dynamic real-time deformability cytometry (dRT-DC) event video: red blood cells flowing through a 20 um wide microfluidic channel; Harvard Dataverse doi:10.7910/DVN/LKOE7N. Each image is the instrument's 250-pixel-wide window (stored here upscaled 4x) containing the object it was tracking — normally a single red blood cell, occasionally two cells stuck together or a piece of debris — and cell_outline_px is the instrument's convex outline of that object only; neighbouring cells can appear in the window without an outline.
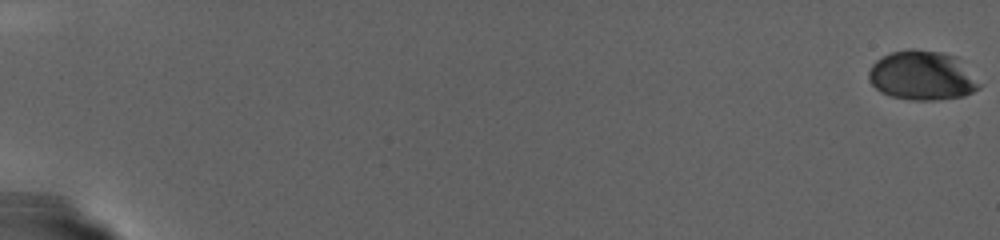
{"species": "human", "species_latin": "Homo sapiens", "temperature_condition": "warm", "stored_images_in_passage": 89, "camera_frame_rate_fps": 3000, "um_per_image_px": 0.085, "donor": {"sex": "female"}, "frame": {"image": 1, "passage_image": 1, "time_ms": 0.0, "image_size_px": [1000, 240], "cell_outline_px": [[980, 88], [964, 96], [932, 100], [912, 100], [892, 96], [880, 92], [872, 84], [868, 76], [868, 72], [872, 64], [876, 60], [892, 52], [940, 52], [952, 56]], "centroid_in_image_um": [78.27, 6.48], "position_along_channel_um": 6.7, "area_um2": 29.94}}
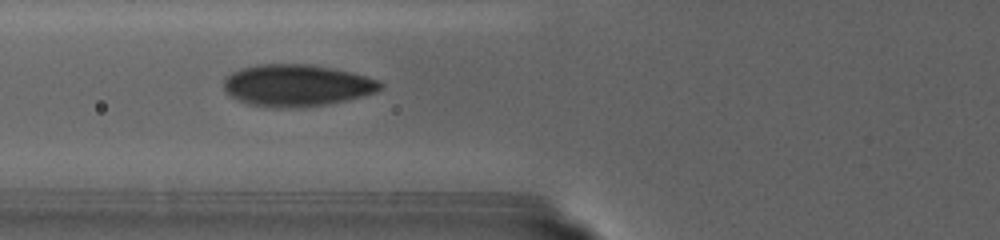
{"frame": {"image": 2, "passage_image": 44, "time_ms": 14.333, "image_size_px": [1000, 240], "cell_outline_px": [[384, 84], [376, 92], [348, 100], [308, 108], [264, 108], [248, 104], [236, 100], [224, 88], [224, 80], [232, 72], [240, 68], [256, 64], [312, 64], [332, 68], [364, 76], [376, 80]], "centroid_in_image_um": [25.19, 7.28], "position_along_channel_um": 100.6, "area_um2": 38.49}}
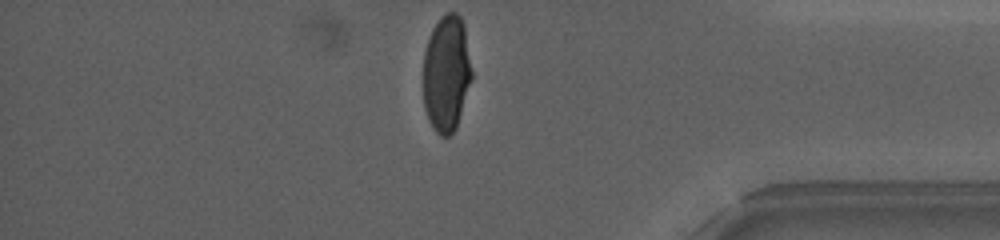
{"frame": {"image": 3, "passage_image": 89, "time_ms": 29.333, "image_size_px": [1000, 240], "cell_outline_px": [[472, 76], [456, 128], [448, 136], [440, 136], [432, 128], [428, 120], [424, 108], [424, 52], [432, 28], [440, 16], [448, 12], [456, 12], [460, 16], [464, 24], [472, 72]], "centroid_in_image_um": [37.94, 6.23], "position_along_channel_um": 397.3, "area_um2": 32.95}}